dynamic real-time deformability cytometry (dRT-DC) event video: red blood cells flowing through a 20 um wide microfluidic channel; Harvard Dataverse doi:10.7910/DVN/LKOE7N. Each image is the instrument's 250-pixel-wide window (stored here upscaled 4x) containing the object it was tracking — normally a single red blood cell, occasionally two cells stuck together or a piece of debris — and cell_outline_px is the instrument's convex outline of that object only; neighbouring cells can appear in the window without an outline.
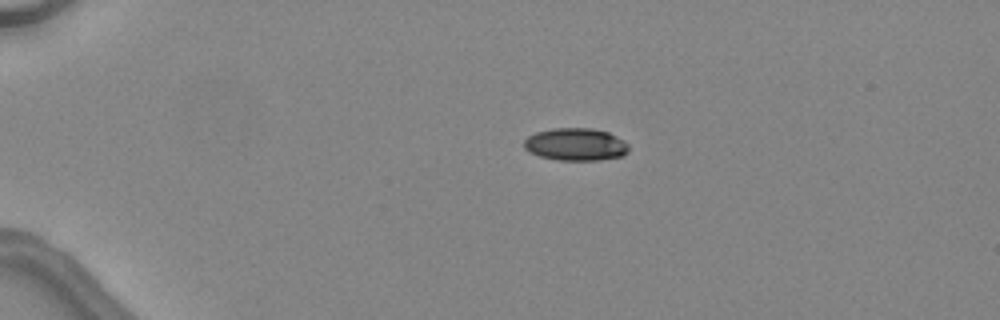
{"species": "common noctule bat (a hibernating species)", "species_latin": "Nyctalus noctula", "temperature_condition": "warm", "stored_images_in_passage": 5, "camera_frame_rate_fps": 3000, "um_per_image_px": 0.085, "animal": {"sex": "female", "body_mass_g": 24.6, "forearm_length_mm": 56.2}, "frame": {"image": 1, "passage_image": 2, "time_ms": 2.0, "image_size_px": [1000, 320], "cell_outline_px": [[628, 152], [624, 156], [600, 160], [556, 160], [540, 156], [524, 148], [524, 140], [528, 136], [536, 132], [552, 128], [592, 128], [608, 132], [624, 140], [628, 144]], "centroid_in_image_um": [48.96, 12.27], "position_along_channel_um": 36.0, "area_um2": 19.94}}